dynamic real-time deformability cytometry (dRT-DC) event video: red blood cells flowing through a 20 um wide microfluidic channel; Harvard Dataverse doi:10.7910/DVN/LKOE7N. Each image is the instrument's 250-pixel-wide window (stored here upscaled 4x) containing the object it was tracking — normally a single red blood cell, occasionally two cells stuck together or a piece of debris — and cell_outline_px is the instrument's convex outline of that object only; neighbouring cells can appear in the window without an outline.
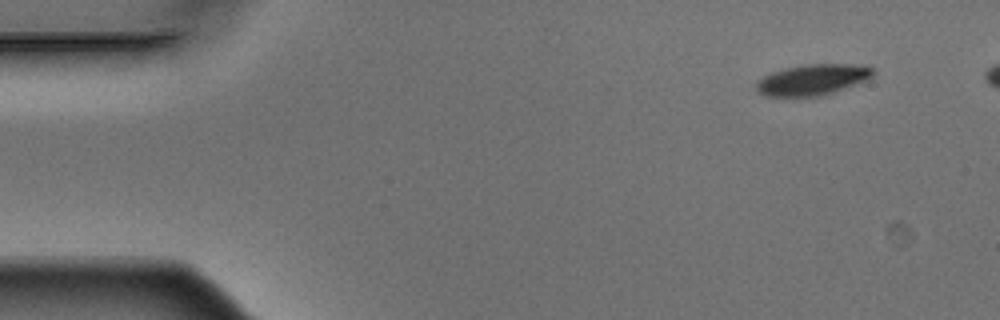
{"species": "Egyptian fruit bat (a non-hibernating species)", "species_latin": "Rousettus aegyptiacus", "temperature_condition": "warm", "stored_images_in_passage": 5, "camera_frame_rate_fps": 3000, "um_per_image_px": 0.085, "animal": {"sex": "male"}, "frame": {"image": 1, "passage_image": 1, "time_ms": 0.0, "image_size_px": [1000, 320], "cell_outline_px": [[876, 72], [872, 76], [864, 80], [824, 96], [764, 96], [756, 88], [756, 84], [764, 76], [772, 72], [788, 68], [808, 64], [848, 64], [872, 68]], "centroid_in_image_um": [69.06, 6.78], "position_along_channel_um": 15.9, "area_um2": 20.52}}